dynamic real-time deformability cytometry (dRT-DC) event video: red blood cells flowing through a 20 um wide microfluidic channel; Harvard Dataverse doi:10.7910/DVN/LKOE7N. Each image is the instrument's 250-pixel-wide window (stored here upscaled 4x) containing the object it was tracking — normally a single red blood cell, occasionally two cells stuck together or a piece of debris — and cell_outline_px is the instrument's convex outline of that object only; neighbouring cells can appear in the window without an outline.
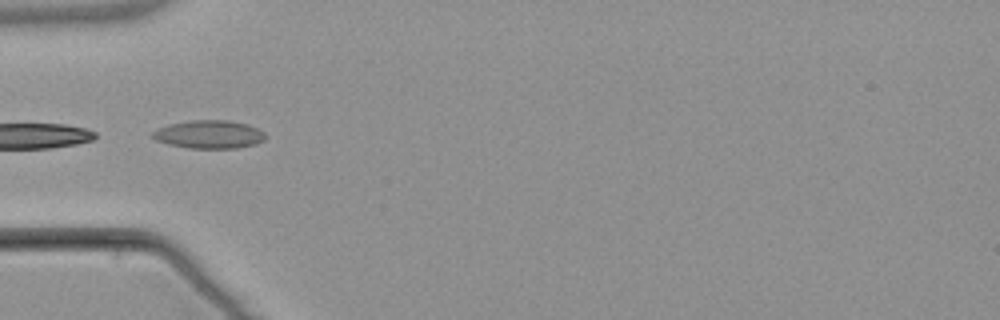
{"species": "common noctule bat (a hibernating species)", "species_latin": "Nyctalus noctula", "temperature_condition": "warm", "stored_images_in_passage": 9, "camera_frame_rate_fps": 3000, "um_per_image_px": 0.085, "animal": {"sex": "male", "body_mass_g": 21.5, "forearm_length_mm": 52.0}, "frame": {"image": 1, "passage_image": 6, "time_ms": 7.0, "image_size_px": [1000, 320], "cell_outline_px": [[264, 140], [256, 144], [236, 148], [188, 148], [168, 144], [156, 140], [152, 136], [152, 132], [168, 124], [188, 120], [228, 120], [248, 124], [264, 132]], "centroid_in_image_um": [17.77, 11.42], "position_along_channel_um": 67.2, "area_um2": 18.5}}
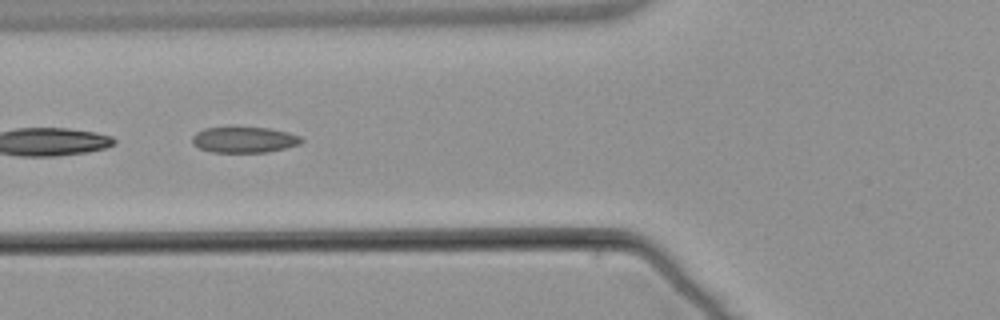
{"frame": {"image": 2, "passage_image": 7, "time_ms": 8.0, "image_size_px": [1000, 320], "cell_outline_px": [[304, 140], [300, 144], [268, 152], [212, 152], [200, 148], [192, 144], [192, 136], [196, 132], [204, 128], [232, 124], [272, 128], [288, 132], [300, 136]], "centroid_in_image_um": [20.72, 11.82], "position_along_channel_um": 105.1, "area_um2": 17.34}}